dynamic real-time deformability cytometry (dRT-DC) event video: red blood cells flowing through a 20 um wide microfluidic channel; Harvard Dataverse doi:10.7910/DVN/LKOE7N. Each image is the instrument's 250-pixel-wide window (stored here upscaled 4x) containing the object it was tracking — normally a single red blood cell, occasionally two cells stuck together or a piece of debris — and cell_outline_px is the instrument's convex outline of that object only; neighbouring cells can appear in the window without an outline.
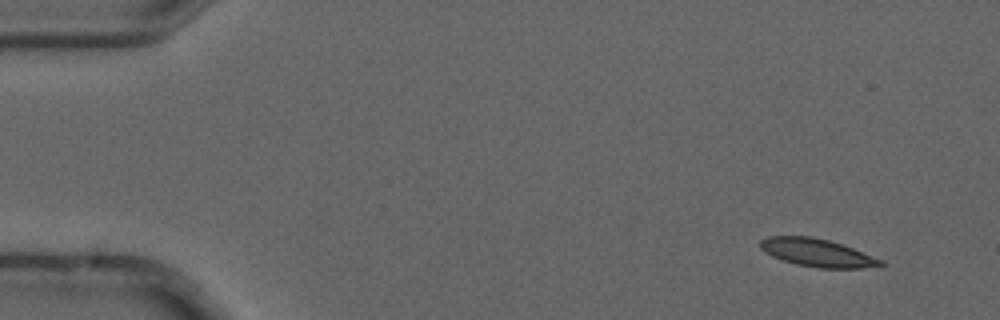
{"species": "common noctule bat (a hibernating species)", "species_latin": "Nyctalus noctula", "temperature_condition": "cold", "stored_images_in_passage": 5, "camera_frame_rate_fps": 3000, "um_per_image_px": 0.085, "animal": {"sex": "male", "forearm_length_mm": 52.5}, "frame": {"image": 1, "passage_image": 2, "time_ms": 0.333, "image_size_px": [1000, 320], "cell_outline_px": [[888, 264], [864, 268], [820, 268], [796, 264], [772, 256], [764, 252], [760, 248], [760, 240], [768, 236], [812, 236], [828, 240], [852, 248], [884, 260]], "centroid_in_image_um": [69.47, 21.48], "position_along_channel_um": 15.5, "area_um2": 19.54}}